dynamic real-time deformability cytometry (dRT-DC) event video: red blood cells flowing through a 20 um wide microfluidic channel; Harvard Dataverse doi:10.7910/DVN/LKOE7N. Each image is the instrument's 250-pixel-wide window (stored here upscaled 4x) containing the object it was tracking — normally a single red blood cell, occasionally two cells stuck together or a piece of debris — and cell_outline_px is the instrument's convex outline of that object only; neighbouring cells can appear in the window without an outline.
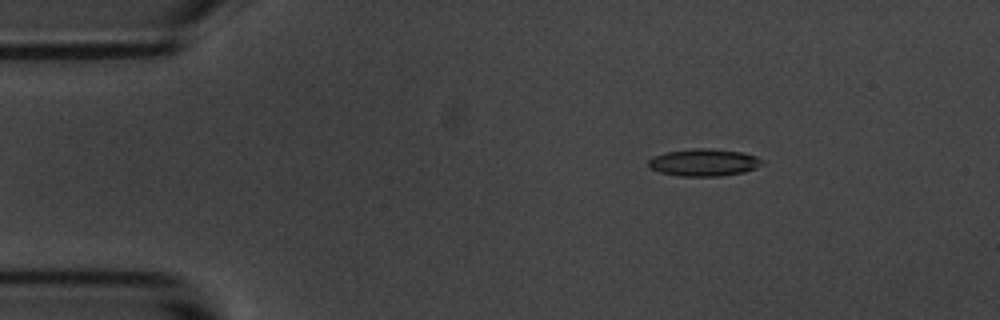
{"species": "common noctule bat (a hibernating species)", "species_latin": "Nyctalus noctula", "temperature_condition": "room temperature", "stored_images_in_passage": 4, "camera_frame_rate_fps": 3000, "um_per_image_px": 0.085, "animal": {"sex": "male", "body_mass_g": 20.1, "forearm_length_mm": 53.5}, "frame": {"image": 1, "passage_image": 2, "time_ms": 1.333, "image_size_px": [1000, 320], "cell_outline_px": [[764, 160], [756, 168], [744, 172], [720, 176], [680, 176], [660, 172], [648, 168], [648, 160], [652, 156], [668, 152], [700, 148], [708, 148], [740, 152], [756, 156]], "centroid_in_image_um": [59.81, 13.82], "position_along_channel_um": 25.2, "area_um2": 17.92}}